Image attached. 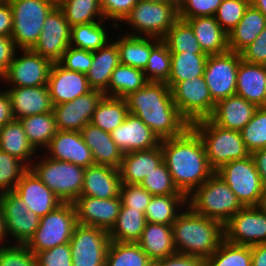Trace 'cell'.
Returning <instances> with one entry per match:
<instances>
[{
    "instance_id": "43",
    "label": "cell",
    "mask_w": 266,
    "mask_h": 266,
    "mask_svg": "<svg viewBox=\"0 0 266 266\" xmlns=\"http://www.w3.org/2000/svg\"><path fill=\"white\" fill-rule=\"evenodd\" d=\"M57 5L70 26L104 20L100 0H60Z\"/></svg>"
},
{
    "instance_id": "41",
    "label": "cell",
    "mask_w": 266,
    "mask_h": 266,
    "mask_svg": "<svg viewBox=\"0 0 266 266\" xmlns=\"http://www.w3.org/2000/svg\"><path fill=\"white\" fill-rule=\"evenodd\" d=\"M128 114L125 98L104 96L97 104L91 123L111 133L124 122Z\"/></svg>"
},
{
    "instance_id": "4",
    "label": "cell",
    "mask_w": 266,
    "mask_h": 266,
    "mask_svg": "<svg viewBox=\"0 0 266 266\" xmlns=\"http://www.w3.org/2000/svg\"><path fill=\"white\" fill-rule=\"evenodd\" d=\"M190 127L201 138L209 165L214 171L232 160H241L251 155L240 131L220 127L209 118L193 122Z\"/></svg>"
},
{
    "instance_id": "6",
    "label": "cell",
    "mask_w": 266,
    "mask_h": 266,
    "mask_svg": "<svg viewBox=\"0 0 266 266\" xmlns=\"http://www.w3.org/2000/svg\"><path fill=\"white\" fill-rule=\"evenodd\" d=\"M43 154L37 155L39 161L35 159L29 168L63 202L73 203L81 195L85 168Z\"/></svg>"
},
{
    "instance_id": "69",
    "label": "cell",
    "mask_w": 266,
    "mask_h": 266,
    "mask_svg": "<svg viewBox=\"0 0 266 266\" xmlns=\"http://www.w3.org/2000/svg\"><path fill=\"white\" fill-rule=\"evenodd\" d=\"M6 1H8V0H0V3H4V2H6Z\"/></svg>"
},
{
    "instance_id": "68",
    "label": "cell",
    "mask_w": 266,
    "mask_h": 266,
    "mask_svg": "<svg viewBox=\"0 0 266 266\" xmlns=\"http://www.w3.org/2000/svg\"><path fill=\"white\" fill-rule=\"evenodd\" d=\"M143 1L159 2V3L175 5L178 9H179V4H180V0H143Z\"/></svg>"
},
{
    "instance_id": "29",
    "label": "cell",
    "mask_w": 266,
    "mask_h": 266,
    "mask_svg": "<svg viewBox=\"0 0 266 266\" xmlns=\"http://www.w3.org/2000/svg\"><path fill=\"white\" fill-rule=\"evenodd\" d=\"M86 145L91 149L95 164L119 168L123 153L112 140L110 133L88 123L81 129Z\"/></svg>"
},
{
    "instance_id": "21",
    "label": "cell",
    "mask_w": 266,
    "mask_h": 266,
    "mask_svg": "<svg viewBox=\"0 0 266 266\" xmlns=\"http://www.w3.org/2000/svg\"><path fill=\"white\" fill-rule=\"evenodd\" d=\"M110 135L123 154L132 151L149 150L159 146L161 143L158 136L139 117L131 113Z\"/></svg>"
},
{
    "instance_id": "36",
    "label": "cell",
    "mask_w": 266,
    "mask_h": 266,
    "mask_svg": "<svg viewBox=\"0 0 266 266\" xmlns=\"http://www.w3.org/2000/svg\"><path fill=\"white\" fill-rule=\"evenodd\" d=\"M186 206V195H156L152 197L144 214L147 222L171 226Z\"/></svg>"
},
{
    "instance_id": "35",
    "label": "cell",
    "mask_w": 266,
    "mask_h": 266,
    "mask_svg": "<svg viewBox=\"0 0 266 266\" xmlns=\"http://www.w3.org/2000/svg\"><path fill=\"white\" fill-rule=\"evenodd\" d=\"M266 27V17L250 4L240 22L228 33V49L240 53Z\"/></svg>"
},
{
    "instance_id": "55",
    "label": "cell",
    "mask_w": 266,
    "mask_h": 266,
    "mask_svg": "<svg viewBox=\"0 0 266 266\" xmlns=\"http://www.w3.org/2000/svg\"><path fill=\"white\" fill-rule=\"evenodd\" d=\"M138 0H100V7L103 17L106 21H110L112 28H120L119 24L130 13Z\"/></svg>"
},
{
    "instance_id": "39",
    "label": "cell",
    "mask_w": 266,
    "mask_h": 266,
    "mask_svg": "<svg viewBox=\"0 0 266 266\" xmlns=\"http://www.w3.org/2000/svg\"><path fill=\"white\" fill-rule=\"evenodd\" d=\"M19 120L29 142L40 153L49 145L50 140L58 132L53 111L26 116Z\"/></svg>"
},
{
    "instance_id": "27",
    "label": "cell",
    "mask_w": 266,
    "mask_h": 266,
    "mask_svg": "<svg viewBox=\"0 0 266 266\" xmlns=\"http://www.w3.org/2000/svg\"><path fill=\"white\" fill-rule=\"evenodd\" d=\"M163 162L161 146L149 150L132 151L123 154L118 168L121 183L140 184L154 168Z\"/></svg>"
},
{
    "instance_id": "48",
    "label": "cell",
    "mask_w": 266,
    "mask_h": 266,
    "mask_svg": "<svg viewBox=\"0 0 266 266\" xmlns=\"http://www.w3.org/2000/svg\"><path fill=\"white\" fill-rule=\"evenodd\" d=\"M240 133L250 154L266 148V107H258Z\"/></svg>"
},
{
    "instance_id": "7",
    "label": "cell",
    "mask_w": 266,
    "mask_h": 266,
    "mask_svg": "<svg viewBox=\"0 0 266 266\" xmlns=\"http://www.w3.org/2000/svg\"><path fill=\"white\" fill-rule=\"evenodd\" d=\"M178 19L175 5L138 0L121 23L129 24L127 35L162 39Z\"/></svg>"
},
{
    "instance_id": "61",
    "label": "cell",
    "mask_w": 266,
    "mask_h": 266,
    "mask_svg": "<svg viewBox=\"0 0 266 266\" xmlns=\"http://www.w3.org/2000/svg\"><path fill=\"white\" fill-rule=\"evenodd\" d=\"M13 14L8 1L0 3V36L11 37Z\"/></svg>"
},
{
    "instance_id": "12",
    "label": "cell",
    "mask_w": 266,
    "mask_h": 266,
    "mask_svg": "<svg viewBox=\"0 0 266 266\" xmlns=\"http://www.w3.org/2000/svg\"><path fill=\"white\" fill-rule=\"evenodd\" d=\"M110 242L108 231L77 224L69 242L72 266H105Z\"/></svg>"
},
{
    "instance_id": "65",
    "label": "cell",
    "mask_w": 266,
    "mask_h": 266,
    "mask_svg": "<svg viewBox=\"0 0 266 266\" xmlns=\"http://www.w3.org/2000/svg\"><path fill=\"white\" fill-rule=\"evenodd\" d=\"M7 233H6V224H5V219L3 217L2 210L0 208V247L9 244L7 241ZM6 242V243H4Z\"/></svg>"
},
{
    "instance_id": "58",
    "label": "cell",
    "mask_w": 266,
    "mask_h": 266,
    "mask_svg": "<svg viewBox=\"0 0 266 266\" xmlns=\"http://www.w3.org/2000/svg\"><path fill=\"white\" fill-rule=\"evenodd\" d=\"M240 55L246 62L266 65V27L251 44L240 52Z\"/></svg>"
},
{
    "instance_id": "57",
    "label": "cell",
    "mask_w": 266,
    "mask_h": 266,
    "mask_svg": "<svg viewBox=\"0 0 266 266\" xmlns=\"http://www.w3.org/2000/svg\"><path fill=\"white\" fill-rule=\"evenodd\" d=\"M36 260L38 266H72L70 243L38 252Z\"/></svg>"
},
{
    "instance_id": "3",
    "label": "cell",
    "mask_w": 266,
    "mask_h": 266,
    "mask_svg": "<svg viewBox=\"0 0 266 266\" xmlns=\"http://www.w3.org/2000/svg\"><path fill=\"white\" fill-rule=\"evenodd\" d=\"M184 209L171 225L176 253L207 259L223 241L224 226L188 205Z\"/></svg>"
},
{
    "instance_id": "14",
    "label": "cell",
    "mask_w": 266,
    "mask_h": 266,
    "mask_svg": "<svg viewBox=\"0 0 266 266\" xmlns=\"http://www.w3.org/2000/svg\"><path fill=\"white\" fill-rule=\"evenodd\" d=\"M241 59L240 53L232 51L208 56L203 76L215 103L236 94Z\"/></svg>"
},
{
    "instance_id": "66",
    "label": "cell",
    "mask_w": 266,
    "mask_h": 266,
    "mask_svg": "<svg viewBox=\"0 0 266 266\" xmlns=\"http://www.w3.org/2000/svg\"><path fill=\"white\" fill-rule=\"evenodd\" d=\"M251 4L266 17V0H250Z\"/></svg>"
},
{
    "instance_id": "46",
    "label": "cell",
    "mask_w": 266,
    "mask_h": 266,
    "mask_svg": "<svg viewBox=\"0 0 266 266\" xmlns=\"http://www.w3.org/2000/svg\"><path fill=\"white\" fill-rule=\"evenodd\" d=\"M206 266H252L251 246L223 239L218 249L206 259Z\"/></svg>"
},
{
    "instance_id": "47",
    "label": "cell",
    "mask_w": 266,
    "mask_h": 266,
    "mask_svg": "<svg viewBox=\"0 0 266 266\" xmlns=\"http://www.w3.org/2000/svg\"><path fill=\"white\" fill-rule=\"evenodd\" d=\"M171 71V52L160 40L152 49L143 70L149 82H167Z\"/></svg>"
},
{
    "instance_id": "31",
    "label": "cell",
    "mask_w": 266,
    "mask_h": 266,
    "mask_svg": "<svg viewBox=\"0 0 266 266\" xmlns=\"http://www.w3.org/2000/svg\"><path fill=\"white\" fill-rule=\"evenodd\" d=\"M119 64V50L114 41L93 51L92 65L86 73L89 86L93 90L104 92L108 88L112 72Z\"/></svg>"
},
{
    "instance_id": "59",
    "label": "cell",
    "mask_w": 266,
    "mask_h": 266,
    "mask_svg": "<svg viewBox=\"0 0 266 266\" xmlns=\"http://www.w3.org/2000/svg\"><path fill=\"white\" fill-rule=\"evenodd\" d=\"M152 266H206V259L176 253L172 256L152 261Z\"/></svg>"
},
{
    "instance_id": "1",
    "label": "cell",
    "mask_w": 266,
    "mask_h": 266,
    "mask_svg": "<svg viewBox=\"0 0 266 266\" xmlns=\"http://www.w3.org/2000/svg\"><path fill=\"white\" fill-rule=\"evenodd\" d=\"M160 146L175 186L187 197L215 172L201 138L191 127L180 136L161 140Z\"/></svg>"
},
{
    "instance_id": "45",
    "label": "cell",
    "mask_w": 266,
    "mask_h": 266,
    "mask_svg": "<svg viewBox=\"0 0 266 266\" xmlns=\"http://www.w3.org/2000/svg\"><path fill=\"white\" fill-rule=\"evenodd\" d=\"M161 40L171 53H203L190 24L180 18Z\"/></svg>"
},
{
    "instance_id": "15",
    "label": "cell",
    "mask_w": 266,
    "mask_h": 266,
    "mask_svg": "<svg viewBox=\"0 0 266 266\" xmlns=\"http://www.w3.org/2000/svg\"><path fill=\"white\" fill-rule=\"evenodd\" d=\"M0 208L5 219L7 237L10 236L13 242L11 244L26 245L38 229L40 217L29 211L14 191L0 194Z\"/></svg>"
},
{
    "instance_id": "50",
    "label": "cell",
    "mask_w": 266,
    "mask_h": 266,
    "mask_svg": "<svg viewBox=\"0 0 266 266\" xmlns=\"http://www.w3.org/2000/svg\"><path fill=\"white\" fill-rule=\"evenodd\" d=\"M28 169L18 158L0 150V194L13 191Z\"/></svg>"
},
{
    "instance_id": "56",
    "label": "cell",
    "mask_w": 266,
    "mask_h": 266,
    "mask_svg": "<svg viewBox=\"0 0 266 266\" xmlns=\"http://www.w3.org/2000/svg\"><path fill=\"white\" fill-rule=\"evenodd\" d=\"M58 63L66 70L86 74L92 65V51L69 46Z\"/></svg>"
},
{
    "instance_id": "8",
    "label": "cell",
    "mask_w": 266,
    "mask_h": 266,
    "mask_svg": "<svg viewBox=\"0 0 266 266\" xmlns=\"http://www.w3.org/2000/svg\"><path fill=\"white\" fill-rule=\"evenodd\" d=\"M13 14L11 38L18 49H32L43 23L57 5L53 0H8Z\"/></svg>"
},
{
    "instance_id": "13",
    "label": "cell",
    "mask_w": 266,
    "mask_h": 266,
    "mask_svg": "<svg viewBox=\"0 0 266 266\" xmlns=\"http://www.w3.org/2000/svg\"><path fill=\"white\" fill-rule=\"evenodd\" d=\"M17 52L7 72L0 78V81H5V87L9 85L10 87L48 85L52 62L35 53L32 49H18Z\"/></svg>"
},
{
    "instance_id": "24",
    "label": "cell",
    "mask_w": 266,
    "mask_h": 266,
    "mask_svg": "<svg viewBox=\"0 0 266 266\" xmlns=\"http://www.w3.org/2000/svg\"><path fill=\"white\" fill-rule=\"evenodd\" d=\"M11 100L12 115L14 119L26 116L39 115L52 112L53 103L49 88L37 87H6Z\"/></svg>"
},
{
    "instance_id": "20",
    "label": "cell",
    "mask_w": 266,
    "mask_h": 266,
    "mask_svg": "<svg viewBox=\"0 0 266 266\" xmlns=\"http://www.w3.org/2000/svg\"><path fill=\"white\" fill-rule=\"evenodd\" d=\"M43 151L47 153L44 155L53 160L70 162L84 168L95 164L92 151L79 131L58 130Z\"/></svg>"
},
{
    "instance_id": "25",
    "label": "cell",
    "mask_w": 266,
    "mask_h": 266,
    "mask_svg": "<svg viewBox=\"0 0 266 266\" xmlns=\"http://www.w3.org/2000/svg\"><path fill=\"white\" fill-rule=\"evenodd\" d=\"M121 179L117 168L94 164L85 168L80 196L99 199L120 197Z\"/></svg>"
},
{
    "instance_id": "2",
    "label": "cell",
    "mask_w": 266,
    "mask_h": 266,
    "mask_svg": "<svg viewBox=\"0 0 266 266\" xmlns=\"http://www.w3.org/2000/svg\"><path fill=\"white\" fill-rule=\"evenodd\" d=\"M125 100L129 113L139 117L160 140L180 136L190 127L165 82H148Z\"/></svg>"
},
{
    "instance_id": "67",
    "label": "cell",
    "mask_w": 266,
    "mask_h": 266,
    "mask_svg": "<svg viewBox=\"0 0 266 266\" xmlns=\"http://www.w3.org/2000/svg\"><path fill=\"white\" fill-rule=\"evenodd\" d=\"M257 207L266 215V185L263 186L262 194Z\"/></svg>"
},
{
    "instance_id": "60",
    "label": "cell",
    "mask_w": 266,
    "mask_h": 266,
    "mask_svg": "<svg viewBox=\"0 0 266 266\" xmlns=\"http://www.w3.org/2000/svg\"><path fill=\"white\" fill-rule=\"evenodd\" d=\"M17 50L11 37L0 36V78L7 72Z\"/></svg>"
},
{
    "instance_id": "53",
    "label": "cell",
    "mask_w": 266,
    "mask_h": 266,
    "mask_svg": "<svg viewBox=\"0 0 266 266\" xmlns=\"http://www.w3.org/2000/svg\"><path fill=\"white\" fill-rule=\"evenodd\" d=\"M152 197L153 195L140 184L121 183L120 199L122 207H131L134 210L145 212Z\"/></svg>"
},
{
    "instance_id": "37",
    "label": "cell",
    "mask_w": 266,
    "mask_h": 266,
    "mask_svg": "<svg viewBox=\"0 0 266 266\" xmlns=\"http://www.w3.org/2000/svg\"><path fill=\"white\" fill-rule=\"evenodd\" d=\"M146 223L145 214L141 210L121 207L114 226L108 232L110 240L114 242L137 243Z\"/></svg>"
},
{
    "instance_id": "22",
    "label": "cell",
    "mask_w": 266,
    "mask_h": 266,
    "mask_svg": "<svg viewBox=\"0 0 266 266\" xmlns=\"http://www.w3.org/2000/svg\"><path fill=\"white\" fill-rule=\"evenodd\" d=\"M13 191L23 200L29 211L39 217L45 216L63 203L30 168Z\"/></svg>"
},
{
    "instance_id": "10",
    "label": "cell",
    "mask_w": 266,
    "mask_h": 266,
    "mask_svg": "<svg viewBox=\"0 0 266 266\" xmlns=\"http://www.w3.org/2000/svg\"><path fill=\"white\" fill-rule=\"evenodd\" d=\"M215 173L227 183L243 207L258 205L264 185L251 155L232 160Z\"/></svg>"
},
{
    "instance_id": "51",
    "label": "cell",
    "mask_w": 266,
    "mask_h": 266,
    "mask_svg": "<svg viewBox=\"0 0 266 266\" xmlns=\"http://www.w3.org/2000/svg\"><path fill=\"white\" fill-rule=\"evenodd\" d=\"M250 4V0H222L215 19L228 34L240 22Z\"/></svg>"
},
{
    "instance_id": "34",
    "label": "cell",
    "mask_w": 266,
    "mask_h": 266,
    "mask_svg": "<svg viewBox=\"0 0 266 266\" xmlns=\"http://www.w3.org/2000/svg\"><path fill=\"white\" fill-rule=\"evenodd\" d=\"M119 37V38H118ZM161 39L155 37L120 34L113 40L119 50L120 64L144 70L151 54V49Z\"/></svg>"
},
{
    "instance_id": "5",
    "label": "cell",
    "mask_w": 266,
    "mask_h": 266,
    "mask_svg": "<svg viewBox=\"0 0 266 266\" xmlns=\"http://www.w3.org/2000/svg\"><path fill=\"white\" fill-rule=\"evenodd\" d=\"M187 205L223 226L243 208L235 193L215 172L187 197Z\"/></svg>"
},
{
    "instance_id": "32",
    "label": "cell",
    "mask_w": 266,
    "mask_h": 266,
    "mask_svg": "<svg viewBox=\"0 0 266 266\" xmlns=\"http://www.w3.org/2000/svg\"><path fill=\"white\" fill-rule=\"evenodd\" d=\"M137 244L152 260L176 254L172 226L147 222Z\"/></svg>"
},
{
    "instance_id": "54",
    "label": "cell",
    "mask_w": 266,
    "mask_h": 266,
    "mask_svg": "<svg viewBox=\"0 0 266 266\" xmlns=\"http://www.w3.org/2000/svg\"><path fill=\"white\" fill-rule=\"evenodd\" d=\"M222 0H180L179 18L215 16Z\"/></svg>"
},
{
    "instance_id": "44",
    "label": "cell",
    "mask_w": 266,
    "mask_h": 266,
    "mask_svg": "<svg viewBox=\"0 0 266 266\" xmlns=\"http://www.w3.org/2000/svg\"><path fill=\"white\" fill-rule=\"evenodd\" d=\"M105 266H152V260L137 243L111 241Z\"/></svg>"
},
{
    "instance_id": "42",
    "label": "cell",
    "mask_w": 266,
    "mask_h": 266,
    "mask_svg": "<svg viewBox=\"0 0 266 266\" xmlns=\"http://www.w3.org/2000/svg\"><path fill=\"white\" fill-rule=\"evenodd\" d=\"M104 21L71 26L70 46L92 52L104 47L112 40Z\"/></svg>"
},
{
    "instance_id": "49",
    "label": "cell",
    "mask_w": 266,
    "mask_h": 266,
    "mask_svg": "<svg viewBox=\"0 0 266 266\" xmlns=\"http://www.w3.org/2000/svg\"><path fill=\"white\" fill-rule=\"evenodd\" d=\"M140 185L151 195H185L175 186L172 176L163 161L141 181Z\"/></svg>"
},
{
    "instance_id": "23",
    "label": "cell",
    "mask_w": 266,
    "mask_h": 266,
    "mask_svg": "<svg viewBox=\"0 0 266 266\" xmlns=\"http://www.w3.org/2000/svg\"><path fill=\"white\" fill-rule=\"evenodd\" d=\"M47 86L53 105L72 101L92 90L85 73L66 70L59 63H52Z\"/></svg>"
},
{
    "instance_id": "64",
    "label": "cell",
    "mask_w": 266,
    "mask_h": 266,
    "mask_svg": "<svg viewBox=\"0 0 266 266\" xmlns=\"http://www.w3.org/2000/svg\"><path fill=\"white\" fill-rule=\"evenodd\" d=\"M252 266H266V243L251 246Z\"/></svg>"
},
{
    "instance_id": "18",
    "label": "cell",
    "mask_w": 266,
    "mask_h": 266,
    "mask_svg": "<svg viewBox=\"0 0 266 266\" xmlns=\"http://www.w3.org/2000/svg\"><path fill=\"white\" fill-rule=\"evenodd\" d=\"M103 97V92L92 89L72 101L54 105L52 111L58 130L80 132L91 123L97 104Z\"/></svg>"
},
{
    "instance_id": "40",
    "label": "cell",
    "mask_w": 266,
    "mask_h": 266,
    "mask_svg": "<svg viewBox=\"0 0 266 266\" xmlns=\"http://www.w3.org/2000/svg\"><path fill=\"white\" fill-rule=\"evenodd\" d=\"M142 70L119 64L112 72L108 88L104 96L125 98L148 83Z\"/></svg>"
},
{
    "instance_id": "16",
    "label": "cell",
    "mask_w": 266,
    "mask_h": 266,
    "mask_svg": "<svg viewBox=\"0 0 266 266\" xmlns=\"http://www.w3.org/2000/svg\"><path fill=\"white\" fill-rule=\"evenodd\" d=\"M224 239L238 245L266 243V215L257 206L239 210L224 225Z\"/></svg>"
},
{
    "instance_id": "62",
    "label": "cell",
    "mask_w": 266,
    "mask_h": 266,
    "mask_svg": "<svg viewBox=\"0 0 266 266\" xmlns=\"http://www.w3.org/2000/svg\"><path fill=\"white\" fill-rule=\"evenodd\" d=\"M13 119L9 93L6 89H0V128Z\"/></svg>"
},
{
    "instance_id": "26",
    "label": "cell",
    "mask_w": 266,
    "mask_h": 266,
    "mask_svg": "<svg viewBox=\"0 0 266 266\" xmlns=\"http://www.w3.org/2000/svg\"><path fill=\"white\" fill-rule=\"evenodd\" d=\"M258 107L235 94L218 101L209 119L216 125L241 131Z\"/></svg>"
},
{
    "instance_id": "33",
    "label": "cell",
    "mask_w": 266,
    "mask_h": 266,
    "mask_svg": "<svg viewBox=\"0 0 266 266\" xmlns=\"http://www.w3.org/2000/svg\"><path fill=\"white\" fill-rule=\"evenodd\" d=\"M0 150L18 158L28 167L39 153L29 142L18 119H13L0 128Z\"/></svg>"
},
{
    "instance_id": "28",
    "label": "cell",
    "mask_w": 266,
    "mask_h": 266,
    "mask_svg": "<svg viewBox=\"0 0 266 266\" xmlns=\"http://www.w3.org/2000/svg\"><path fill=\"white\" fill-rule=\"evenodd\" d=\"M236 94L257 107H266V65L241 59L237 70Z\"/></svg>"
},
{
    "instance_id": "11",
    "label": "cell",
    "mask_w": 266,
    "mask_h": 266,
    "mask_svg": "<svg viewBox=\"0 0 266 266\" xmlns=\"http://www.w3.org/2000/svg\"><path fill=\"white\" fill-rule=\"evenodd\" d=\"M171 92L174 104L189 124L213 114L216 103L212 100L204 76L178 82Z\"/></svg>"
},
{
    "instance_id": "52",
    "label": "cell",
    "mask_w": 266,
    "mask_h": 266,
    "mask_svg": "<svg viewBox=\"0 0 266 266\" xmlns=\"http://www.w3.org/2000/svg\"><path fill=\"white\" fill-rule=\"evenodd\" d=\"M0 266H38V263L26 245L8 244L0 247Z\"/></svg>"
},
{
    "instance_id": "63",
    "label": "cell",
    "mask_w": 266,
    "mask_h": 266,
    "mask_svg": "<svg viewBox=\"0 0 266 266\" xmlns=\"http://www.w3.org/2000/svg\"><path fill=\"white\" fill-rule=\"evenodd\" d=\"M263 185H266V148L251 153Z\"/></svg>"
},
{
    "instance_id": "38",
    "label": "cell",
    "mask_w": 266,
    "mask_h": 266,
    "mask_svg": "<svg viewBox=\"0 0 266 266\" xmlns=\"http://www.w3.org/2000/svg\"><path fill=\"white\" fill-rule=\"evenodd\" d=\"M207 58L205 53H171V71L166 84L172 89L178 82L203 76Z\"/></svg>"
},
{
    "instance_id": "19",
    "label": "cell",
    "mask_w": 266,
    "mask_h": 266,
    "mask_svg": "<svg viewBox=\"0 0 266 266\" xmlns=\"http://www.w3.org/2000/svg\"><path fill=\"white\" fill-rule=\"evenodd\" d=\"M77 224L93 226L110 231L120 213V197L99 199L90 196H79L73 202Z\"/></svg>"
},
{
    "instance_id": "30",
    "label": "cell",
    "mask_w": 266,
    "mask_h": 266,
    "mask_svg": "<svg viewBox=\"0 0 266 266\" xmlns=\"http://www.w3.org/2000/svg\"><path fill=\"white\" fill-rule=\"evenodd\" d=\"M194 31L198 43L206 55L228 52V34L221 28L215 16L193 17L186 20Z\"/></svg>"
},
{
    "instance_id": "17",
    "label": "cell",
    "mask_w": 266,
    "mask_h": 266,
    "mask_svg": "<svg viewBox=\"0 0 266 266\" xmlns=\"http://www.w3.org/2000/svg\"><path fill=\"white\" fill-rule=\"evenodd\" d=\"M70 33L71 26L56 5L47 15L40 37L32 50L52 63H58L70 46Z\"/></svg>"
},
{
    "instance_id": "9",
    "label": "cell",
    "mask_w": 266,
    "mask_h": 266,
    "mask_svg": "<svg viewBox=\"0 0 266 266\" xmlns=\"http://www.w3.org/2000/svg\"><path fill=\"white\" fill-rule=\"evenodd\" d=\"M76 225L73 203L63 202L55 210L40 217L39 227L26 246L36 255L43 250L69 243Z\"/></svg>"
}]
</instances>
